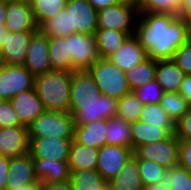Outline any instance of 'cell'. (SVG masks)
Wrapping results in <instances>:
<instances>
[{
	"label": "cell",
	"mask_w": 191,
	"mask_h": 190,
	"mask_svg": "<svg viewBox=\"0 0 191 190\" xmlns=\"http://www.w3.org/2000/svg\"><path fill=\"white\" fill-rule=\"evenodd\" d=\"M38 181L35 175L33 158L26 155L10 158L6 190H12Z\"/></svg>",
	"instance_id": "ffe728a7"
},
{
	"label": "cell",
	"mask_w": 191,
	"mask_h": 190,
	"mask_svg": "<svg viewBox=\"0 0 191 190\" xmlns=\"http://www.w3.org/2000/svg\"><path fill=\"white\" fill-rule=\"evenodd\" d=\"M133 156L138 160V171L143 186L160 184L166 168L150 160L139 159L135 154Z\"/></svg>",
	"instance_id": "f35d334b"
},
{
	"label": "cell",
	"mask_w": 191,
	"mask_h": 190,
	"mask_svg": "<svg viewBox=\"0 0 191 190\" xmlns=\"http://www.w3.org/2000/svg\"><path fill=\"white\" fill-rule=\"evenodd\" d=\"M27 128L29 138L74 139L75 124L70 113L45 111Z\"/></svg>",
	"instance_id": "277c9868"
},
{
	"label": "cell",
	"mask_w": 191,
	"mask_h": 190,
	"mask_svg": "<svg viewBox=\"0 0 191 190\" xmlns=\"http://www.w3.org/2000/svg\"><path fill=\"white\" fill-rule=\"evenodd\" d=\"M5 66L4 58L2 55V47H0V70Z\"/></svg>",
	"instance_id": "9f6ffc18"
},
{
	"label": "cell",
	"mask_w": 191,
	"mask_h": 190,
	"mask_svg": "<svg viewBox=\"0 0 191 190\" xmlns=\"http://www.w3.org/2000/svg\"><path fill=\"white\" fill-rule=\"evenodd\" d=\"M134 93L137 95L141 103L145 105L148 103H159L165 92L161 85L156 80H153L134 90Z\"/></svg>",
	"instance_id": "ab89813d"
},
{
	"label": "cell",
	"mask_w": 191,
	"mask_h": 190,
	"mask_svg": "<svg viewBox=\"0 0 191 190\" xmlns=\"http://www.w3.org/2000/svg\"><path fill=\"white\" fill-rule=\"evenodd\" d=\"M101 95L102 93L88 70L72 72L70 112L78 104L95 103Z\"/></svg>",
	"instance_id": "9a60e30c"
},
{
	"label": "cell",
	"mask_w": 191,
	"mask_h": 190,
	"mask_svg": "<svg viewBox=\"0 0 191 190\" xmlns=\"http://www.w3.org/2000/svg\"><path fill=\"white\" fill-rule=\"evenodd\" d=\"M133 155L134 150L130 147L104 145L98 152L96 170L104 180L109 181L120 172Z\"/></svg>",
	"instance_id": "7c38bea8"
},
{
	"label": "cell",
	"mask_w": 191,
	"mask_h": 190,
	"mask_svg": "<svg viewBox=\"0 0 191 190\" xmlns=\"http://www.w3.org/2000/svg\"><path fill=\"white\" fill-rule=\"evenodd\" d=\"M159 104L164 108L174 123L191 108L179 92H165Z\"/></svg>",
	"instance_id": "e575fe53"
},
{
	"label": "cell",
	"mask_w": 191,
	"mask_h": 190,
	"mask_svg": "<svg viewBox=\"0 0 191 190\" xmlns=\"http://www.w3.org/2000/svg\"><path fill=\"white\" fill-rule=\"evenodd\" d=\"M131 122L118 117L107 120L106 145L132 148Z\"/></svg>",
	"instance_id": "f1b7e54d"
},
{
	"label": "cell",
	"mask_w": 191,
	"mask_h": 190,
	"mask_svg": "<svg viewBox=\"0 0 191 190\" xmlns=\"http://www.w3.org/2000/svg\"><path fill=\"white\" fill-rule=\"evenodd\" d=\"M178 17L182 18L183 20L191 17V0H185L179 10Z\"/></svg>",
	"instance_id": "681fc988"
},
{
	"label": "cell",
	"mask_w": 191,
	"mask_h": 190,
	"mask_svg": "<svg viewBox=\"0 0 191 190\" xmlns=\"http://www.w3.org/2000/svg\"><path fill=\"white\" fill-rule=\"evenodd\" d=\"M99 149L84 146L72 141L69 149L68 164L70 171L96 170Z\"/></svg>",
	"instance_id": "484cf974"
},
{
	"label": "cell",
	"mask_w": 191,
	"mask_h": 190,
	"mask_svg": "<svg viewBox=\"0 0 191 190\" xmlns=\"http://www.w3.org/2000/svg\"><path fill=\"white\" fill-rule=\"evenodd\" d=\"M120 1L126 3H137V0H120Z\"/></svg>",
	"instance_id": "6f0895ef"
},
{
	"label": "cell",
	"mask_w": 191,
	"mask_h": 190,
	"mask_svg": "<svg viewBox=\"0 0 191 190\" xmlns=\"http://www.w3.org/2000/svg\"><path fill=\"white\" fill-rule=\"evenodd\" d=\"M108 183L111 190H142L143 184L138 171V160L132 156Z\"/></svg>",
	"instance_id": "d4e9b609"
},
{
	"label": "cell",
	"mask_w": 191,
	"mask_h": 190,
	"mask_svg": "<svg viewBox=\"0 0 191 190\" xmlns=\"http://www.w3.org/2000/svg\"><path fill=\"white\" fill-rule=\"evenodd\" d=\"M135 36L154 60L173 59L189 39L185 20L162 13H139Z\"/></svg>",
	"instance_id": "6da1fadb"
},
{
	"label": "cell",
	"mask_w": 191,
	"mask_h": 190,
	"mask_svg": "<svg viewBox=\"0 0 191 190\" xmlns=\"http://www.w3.org/2000/svg\"><path fill=\"white\" fill-rule=\"evenodd\" d=\"M12 190H42V182L38 180L36 183L13 188Z\"/></svg>",
	"instance_id": "816d5d0a"
},
{
	"label": "cell",
	"mask_w": 191,
	"mask_h": 190,
	"mask_svg": "<svg viewBox=\"0 0 191 190\" xmlns=\"http://www.w3.org/2000/svg\"><path fill=\"white\" fill-rule=\"evenodd\" d=\"M102 95L121 99L131 90L125 72L115 66L108 58H100L89 69Z\"/></svg>",
	"instance_id": "3957f363"
},
{
	"label": "cell",
	"mask_w": 191,
	"mask_h": 190,
	"mask_svg": "<svg viewBox=\"0 0 191 190\" xmlns=\"http://www.w3.org/2000/svg\"><path fill=\"white\" fill-rule=\"evenodd\" d=\"M139 120L153 126H160V128L165 129L170 135L175 134V123L159 103L145 104Z\"/></svg>",
	"instance_id": "1f68e13d"
},
{
	"label": "cell",
	"mask_w": 191,
	"mask_h": 190,
	"mask_svg": "<svg viewBox=\"0 0 191 190\" xmlns=\"http://www.w3.org/2000/svg\"><path fill=\"white\" fill-rule=\"evenodd\" d=\"M34 87V76L24 65H5L0 70V99L10 100L15 95Z\"/></svg>",
	"instance_id": "ba28073f"
},
{
	"label": "cell",
	"mask_w": 191,
	"mask_h": 190,
	"mask_svg": "<svg viewBox=\"0 0 191 190\" xmlns=\"http://www.w3.org/2000/svg\"><path fill=\"white\" fill-rule=\"evenodd\" d=\"M25 127L12 107L10 100L0 101V128Z\"/></svg>",
	"instance_id": "60d3db41"
},
{
	"label": "cell",
	"mask_w": 191,
	"mask_h": 190,
	"mask_svg": "<svg viewBox=\"0 0 191 190\" xmlns=\"http://www.w3.org/2000/svg\"><path fill=\"white\" fill-rule=\"evenodd\" d=\"M27 127L0 128V156L15 158L29 153Z\"/></svg>",
	"instance_id": "2e32d148"
},
{
	"label": "cell",
	"mask_w": 191,
	"mask_h": 190,
	"mask_svg": "<svg viewBox=\"0 0 191 190\" xmlns=\"http://www.w3.org/2000/svg\"><path fill=\"white\" fill-rule=\"evenodd\" d=\"M132 149L135 151L142 145L161 142L167 139L170 134L160 128L140 120L131 122Z\"/></svg>",
	"instance_id": "cb8c5ba5"
},
{
	"label": "cell",
	"mask_w": 191,
	"mask_h": 190,
	"mask_svg": "<svg viewBox=\"0 0 191 190\" xmlns=\"http://www.w3.org/2000/svg\"><path fill=\"white\" fill-rule=\"evenodd\" d=\"M155 74L156 60L149 57L143 62L135 64L125 72L127 83L131 91L155 80Z\"/></svg>",
	"instance_id": "f546056e"
},
{
	"label": "cell",
	"mask_w": 191,
	"mask_h": 190,
	"mask_svg": "<svg viewBox=\"0 0 191 190\" xmlns=\"http://www.w3.org/2000/svg\"><path fill=\"white\" fill-rule=\"evenodd\" d=\"M139 159L150 160L166 169L179 165V140L171 134L161 142L140 146L134 151Z\"/></svg>",
	"instance_id": "8992f818"
},
{
	"label": "cell",
	"mask_w": 191,
	"mask_h": 190,
	"mask_svg": "<svg viewBox=\"0 0 191 190\" xmlns=\"http://www.w3.org/2000/svg\"><path fill=\"white\" fill-rule=\"evenodd\" d=\"M175 135L178 140L191 141V108L175 123Z\"/></svg>",
	"instance_id": "7bdbcfd3"
},
{
	"label": "cell",
	"mask_w": 191,
	"mask_h": 190,
	"mask_svg": "<svg viewBox=\"0 0 191 190\" xmlns=\"http://www.w3.org/2000/svg\"><path fill=\"white\" fill-rule=\"evenodd\" d=\"M49 58L52 71L72 72V55H69V36L49 37Z\"/></svg>",
	"instance_id": "4316f807"
},
{
	"label": "cell",
	"mask_w": 191,
	"mask_h": 190,
	"mask_svg": "<svg viewBox=\"0 0 191 190\" xmlns=\"http://www.w3.org/2000/svg\"><path fill=\"white\" fill-rule=\"evenodd\" d=\"M142 190H170V188L166 185L154 184L149 186H143Z\"/></svg>",
	"instance_id": "f5cc1de1"
},
{
	"label": "cell",
	"mask_w": 191,
	"mask_h": 190,
	"mask_svg": "<svg viewBox=\"0 0 191 190\" xmlns=\"http://www.w3.org/2000/svg\"><path fill=\"white\" fill-rule=\"evenodd\" d=\"M160 184L166 185L170 190H191V174L180 165L164 171Z\"/></svg>",
	"instance_id": "74e56055"
},
{
	"label": "cell",
	"mask_w": 191,
	"mask_h": 190,
	"mask_svg": "<svg viewBox=\"0 0 191 190\" xmlns=\"http://www.w3.org/2000/svg\"><path fill=\"white\" fill-rule=\"evenodd\" d=\"M38 28L47 20L60 13L67 4V0H29Z\"/></svg>",
	"instance_id": "d6a6232c"
},
{
	"label": "cell",
	"mask_w": 191,
	"mask_h": 190,
	"mask_svg": "<svg viewBox=\"0 0 191 190\" xmlns=\"http://www.w3.org/2000/svg\"><path fill=\"white\" fill-rule=\"evenodd\" d=\"M69 55H72V72L88 70L100 59L95 35H69Z\"/></svg>",
	"instance_id": "52a82bcc"
},
{
	"label": "cell",
	"mask_w": 191,
	"mask_h": 190,
	"mask_svg": "<svg viewBox=\"0 0 191 190\" xmlns=\"http://www.w3.org/2000/svg\"><path fill=\"white\" fill-rule=\"evenodd\" d=\"M179 93L191 106V74L184 76Z\"/></svg>",
	"instance_id": "bcb514c9"
},
{
	"label": "cell",
	"mask_w": 191,
	"mask_h": 190,
	"mask_svg": "<svg viewBox=\"0 0 191 190\" xmlns=\"http://www.w3.org/2000/svg\"><path fill=\"white\" fill-rule=\"evenodd\" d=\"M107 120H98L74 128L73 141L77 144L100 149L106 145Z\"/></svg>",
	"instance_id": "7402d4cb"
},
{
	"label": "cell",
	"mask_w": 191,
	"mask_h": 190,
	"mask_svg": "<svg viewBox=\"0 0 191 190\" xmlns=\"http://www.w3.org/2000/svg\"><path fill=\"white\" fill-rule=\"evenodd\" d=\"M147 58L146 49L135 35L129 36L122 47L108 57L115 66L124 72H127L135 64H139Z\"/></svg>",
	"instance_id": "ac0fdd59"
},
{
	"label": "cell",
	"mask_w": 191,
	"mask_h": 190,
	"mask_svg": "<svg viewBox=\"0 0 191 190\" xmlns=\"http://www.w3.org/2000/svg\"><path fill=\"white\" fill-rule=\"evenodd\" d=\"M173 60L185 75L191 74V39L176 51Z\"/></svg>",
	"instance_id": "b9f144b4"
},
{
	"label": "cell",
	"mask_w": 191,
	"mask_h": 190,
	"mask_svg": "<svg viewBox=\"0 0 191 190\" xmlns=\"http://www.w3.org/2000/svg\"><path fill=\"white\" fill-rule=\"evenodd\" d=\"M118 101L101 95L95 103L78 104L71 112L75 126L92 123L98 120H108L116 117Z\"/></svg>",
	"instance_id": "9c48e42d"
},
{
	"label": "cell",
	"mask_w": 191,
	"mask_h": 190,
	"mask_svg": "<svg viewBox=\"0 0 191 190\" xmlns=\"http://www.w3.org/2000/svg\"><path fill=\"white\" fill-rule=\"evenodd\" d=\"M9 31L6 25H1L0 27V47L5 43L6 32Z\"/></svg>",
	"instance_id": "db71d44e"
},
{
	"label": "cell",
	"mask_w": 191,
	"mask_h": 190,
	"mask_svg": "<svg viewBox=\"0 0 191 190\" xmlns=\"http://www.w3.org/2000/svg\"><path fill=\"white\" fill-rule=\"evenodd\" d=\"M185 22H186V27L188 31V37L189 39H191V17L186 18Z\"/></svg>",
	"instance_id": "11a10c76"
},
{
	"label": "cell",
	"mask_w": 191,
	"mask_h": 190,
	"mask_svg": "<svg viewBox=\"0 0 191 190\" xmlns=\"http://www.w3.org/2000/svg\"><path fill=\"white\" fill-rule=\"evenodd\" d=\"M94 35L100 58H108L122 47L129 36L135 34H125L114 29L98 28Z\"/></svg>",
	"instance_id": "83f0119b"
},
{
	"label": "cell",
	"mask_w": 191,
	"mask_h": 190,
	"mask_svg": "<svg viewBox=\"0 0 191 190\" xmlns=\"http://www.w3.org/2000/svg\"><path fill=\"white\" fill-rule=\"evenodd\" d=\"M42 190H74L72 183L69 181L63 183L42 182Z\"/></svg>",
	"instance_id": "7dc6e473"
},
{
	"label": "cell",
	"mask_w": 191,
	"mask_h": 190,
	"mask_svg": "<svg viewBox=\"0 0 191 190\" xmlns=\"http://www.w3.org/2000/svg\"><path fill=\"white\" fill-rule=\"evenodd\" d=\"M35 32H6L2 55L5 65H23L29 43Z\"/></svg>",
	"instance_id": "d6986e66"
},
{
	"label": "cell",
	"mask_w": 191,
	"mask_h": 190,
	"mask_svg": "<svg viewBox=\"0 0 191 190\" xmlns=\"http://www.w3.org/2000/svg\"><path fill=\"white\" fill-rule=\"evenodd\" d=\"M143 104L138 99L134 91L123 96L118 100V112L116 117L128 122H135L140 119Z\"/></svg>",
	"instance_id": "d590c367"
},
{
	"label": "cell",
	"mask_w": 191,
	"mask_h": 190,
	"mask_svg": "<svg viewBox=\"0 0 191 190\" xmlns=\"http://www.w3.org/2000/svg\"><path fill=\"white\" fill-rule=\"evenodd\" d=\"M70 182L74 190H111L97 170L71 171Z\"/></svg>",
	"instance_id": "4dcf8cb0"
},
{
	"label": "cell",
	"mask_w": 191,
	"mask_h": 190,
	"mask_svg": "<svg viewBox=\"0 0 191 190\" xmlns=\"http://www.w3.org/2000/svg\"><path fill=\"white\" fill-rule=\"evenodd\" d=\"M185 0H137L139 13H162L178 16Z\"/></svg>",
	"instance_id": "836d02e7"
},
{
	"label": "cell",
	"mask_w": 191,
	"mask_h": 190,
	"mask_svg": "<svg viewBox=\"0 0 191 190\" xmlns=\"http://www.w3.org/2000/svg\"><path fill=\"white\" fill-rule=\"evenodd\" d=\"M29 154L32 158L50 161H68L69 149L73 139L62 138H29Z\"/></svg>",
	"instance_id": "4fadbf2b"
},
{
	"label": "cell",
	"mask_w": 191,
	"mask_h": 190,
	"mask_svg": "<svg viewBox=\"0 0 191 190\" xmlns=\"http://www.w3.org/2000/svg\"><path fill=\"white\" fill-rule=\"evenodd\" d=\"M65 9L69 12L70 35L95 34L98 11L87 0H67Z\"/></svg>",
	"instance_id": "30bf717a"
},
{
	"label": "cell",
	"mask_w": 191,
	"mask_h": 190,
	"mask_svg": "<svg viewBox=\"0 0 191 190\" xmlns=\"http://www.w3.org/2000/svg\"><path fill=\"white\" fill-rule=\"evenodd\" d=\"M179 165L191 174V141L179 140Z\"/></svg>",
	"instance_id": "ee69618b"
},
{
	"label": "cell",
	"mask_w": 191,
	"mask_h": 190,
	"mask_svg": "<svg viewBox=\"0 0 191 190\" xmlns=\"http://www.w3.org/2000/svg\"><path fill=\"white\" fill-rule=\"evenodd\" d=\"M35 175L41 182L63 183L70 180L71 171L68 161H50L33 158Z\"/></svg>",
	"instance_id": "44dd1931"
},
{
	"label": "cell",
	"mask_w": 191,
	"mask_h": 190,
	"mask_svg": "<svg viewBox=\"0 0 191 190\" xmlns=\"http://www.w3.org/2000/svg\"><path fill=\"white\" fill-rule=\"evenodd\" d=\"M38 29L48 37H68L70 35L69 12L64 8L55 17L45 21Z\"/></svg>",
	"instance_id": "8d00e7d4"
},
{
	"label": "cell",
	"mask_w": 191,
	"mask_h": 190,
	"mask_svg": "<svg viewBox=\"0 0 191 190\" xmlns=\"http://www.w3.org/2000/svg\"><path fill=\"white\" fill-rule=\"evenodd\" d=\"M10 158L0 156V190H6Z\"/></svg>",
	"instance_id": "f6af8a7d"
},
{
	"label": "cell",
	"mask_w": 191,
	"mask_h": 190,
	"mask_svg": "<svg viewBox=\"0 0 191 190\" xmlns=\"http://www.w3.org/2000/svg\"><path fill=\"white\" fill-rule=\"evenodd\" d=\"M23 65L34 77L52 71L49 58V37L39 29L32 35Z\"/></svg>",
	"instance_id": "8fae6325"
},
{
	"label": "cell",
	"mask_w": 191,
	"mask_h": 190,
	"mask_svg": "<svg viewBox=\"0 0 191 190\" xmlns=\"http://www.w3.org/2000/svg\"><path fill=\"white\" fill-rule=\"evenodd\" d=\"M5 25L10 32H36L38 30L29 0L7 1Z\"/></svg>",
	"instance_id": "5bb4252c"
},
{
	"label": "cell",
	"mask_w": 191,
	"mask_h": 190,
	"mask_svg": "<svg viewBox=\"0 0 191 190\" xmlns=\"http://www.w3.org/2000/svg\"><path fill=\"white\" fill-rule=\"evenodd\" d=\"M7 13V1L0 0V27L5 25Z\"/></svg>",
	"instance_id": "f907efd6"
},
{
	"label": "cell",
	"mask_w": 191,
	"mask_h": 190,
	"mask_svg": "<svg viewBox=\"0 0 191 190\" xmlns=\"http://www.w3.org/2000/svg\"><path fill=\"white\" fill-rule=\"evenodd\" d=\"M184 76L173 59L156 60L155 80L164 92H179Z\"/></svg>",
	"instance_id": "603a6c76"
},
{
	"label": "cell",
	"mask_w": 191,
	"mask_h": 190,
	"mask_svg": "<svg viewBox=\"0 0 191 190\" xmlns=\"http://www.w3.org/2000/svg\"><path fill=\"white\" fill-rule=\"evenodd\" d=\"M22 125L28 127L46 110L35 88L21 92L10 99Z\"/></svg>",
	"instance_id": "e0dca14e"
},
{
	"label": "cell",
	"mask_w": 191,
	"mask_h": 190,
	"mask_svg": "<svg viewBox=\"0 0 191 190\" xmlns=\"http://www.w3.org/2000/svg\"><path fill=\"white\" fill-rule=\"evenodd\" d=\"M72 72L51 71L34 77V88L46 111L70 113Z\"/></svg>",
	"instance_id": "7a4b0ae2"
},
{
	"label": "cell",
	"mask_w": 191,
	"mask_h": 190,
	"mask_svg": "<svg viewBox=\"0 0 191 190\" xmlns=\"http://www.w3.org/2000/svg\"><path fill=\"white\" fill-rule=\"evenodd\" d=\"M138 15L136 3L121 2L98 11L97 27L135 34Z\"/></svg>",
	"instance_id": "5b68a950"
},
{
	"label": "cell",
	"mask_w": 191,
	"mask_h": 190,
	"mask_svg": "<svg viewBox=\"0 0 191 190\" xmlns=\"http://www.w3.org/2000/svg\"><path fill=\"white\" fill-rule=\"evenodd\" d=\"M95 10L99 11L101 9H104L108 6H113L118 3H121L120 0H87Z\"/></svg>",
	"instance_id": "c3c4849f"
}]
</instances>
